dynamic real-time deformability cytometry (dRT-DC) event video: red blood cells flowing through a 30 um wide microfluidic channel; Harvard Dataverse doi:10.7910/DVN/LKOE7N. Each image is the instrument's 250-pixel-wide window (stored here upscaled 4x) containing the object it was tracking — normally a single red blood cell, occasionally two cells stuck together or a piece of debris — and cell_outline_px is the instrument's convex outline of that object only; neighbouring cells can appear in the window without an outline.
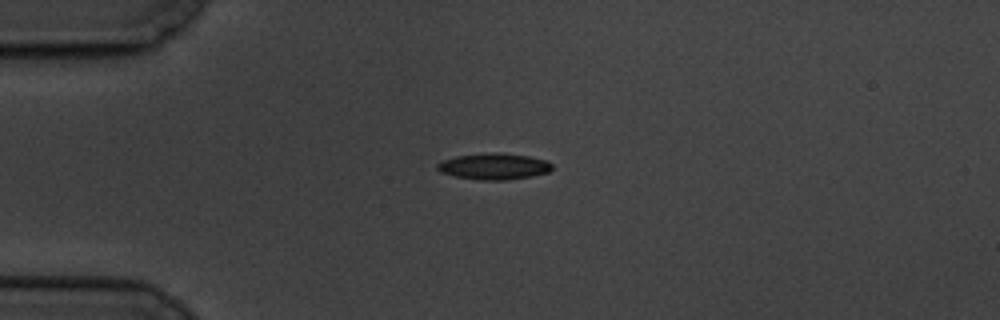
{"species": "common noctule bat (a hibernating species)", "species_latin": "Nyctalus noctula", "temperature_condition": "cold", "stored_images_in_passage": 3, "camera_frame_rate_fps": 3000, "um_per_image_px": 0.085, "animal": {"sex": "male", "body_mass_g": 19.5, "forearm_length_mm": 54.6}, "frame": {"image": 1, "passage_image": 1, "time_ms": 0.0, "image_size_px": [1000, 320], "cell_outline_px": [[552, 168], [548, 172], [532, 176], [504, 180], [480, 180], [456, 176], [440, 172], [436, 168], [436, 164], [444, 160], [456, 156], [492, 152], [500, 152], [528, 156], [548, 160], [552, 164]], "centroid_in_image_um": [42.0, 14.13], "position_along_channel_um": 43.0, "area_um2": 17.57}}
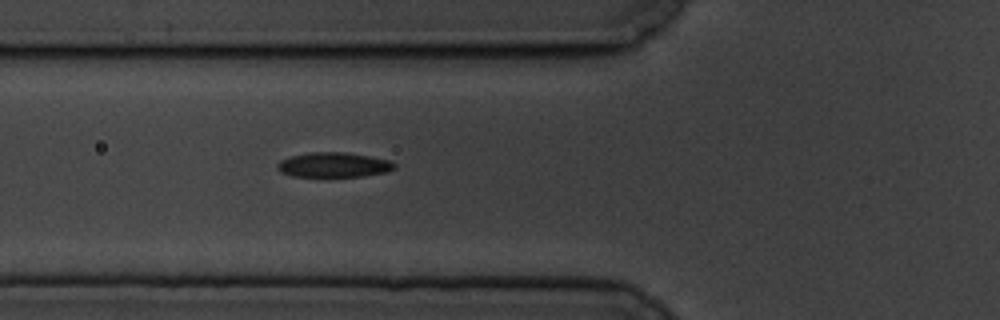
{"frame": {"image": 2, "passage_image": 3, "time_ms": 2.333, "image_size_px": [1000, 320], "cell_outline_px": [[396, 168], [388, 172], [364, 176], [292, 176], [280, 172], [276, 168], [276, 164], [280, 160], [292, 156], [308, 152], [344, 152], [368, 156], [388, 160], [396, 164]], "centroid_in_image_um": [28.35, 14.01], "position_along_channel_um": 97.5, "area_um2": 16.94}}